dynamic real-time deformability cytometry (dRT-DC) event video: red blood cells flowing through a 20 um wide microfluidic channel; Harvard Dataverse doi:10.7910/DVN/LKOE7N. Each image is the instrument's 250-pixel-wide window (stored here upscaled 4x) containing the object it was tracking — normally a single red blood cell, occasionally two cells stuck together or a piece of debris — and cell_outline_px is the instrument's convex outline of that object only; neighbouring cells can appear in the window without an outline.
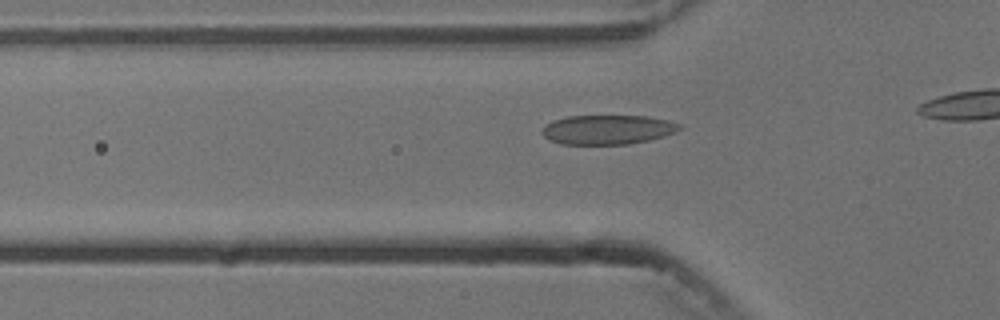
{"species": "common noctule bat (a hibernating species)", "species_latin": "Nyctalus noctula", "temperature_condition": "cold", "stored_images_in_passage": 8, "camera_frame_rate_fps": 3000, "um_per_image_px": 0.085, "animal": {"sex": "male", "body_mass_g": 13.3}, "frame": {"image": 1, "passage_image": 6, "time_ms": 7.0, "image_size_px": [1000, 320], "cell_outline_px": [[684, 128], [676, 132], [664, 136], [648, 140], [628, 144], [560, 144], [548, 140], [540, 132], [544, 124], [552, 120], [568, 116], [648, 116], [668, 120], [680, 124]], "centroid_in_image_um": [51.62, 11.01], "position_along_channel_um": 74.2, "area_um2": 23.81}}
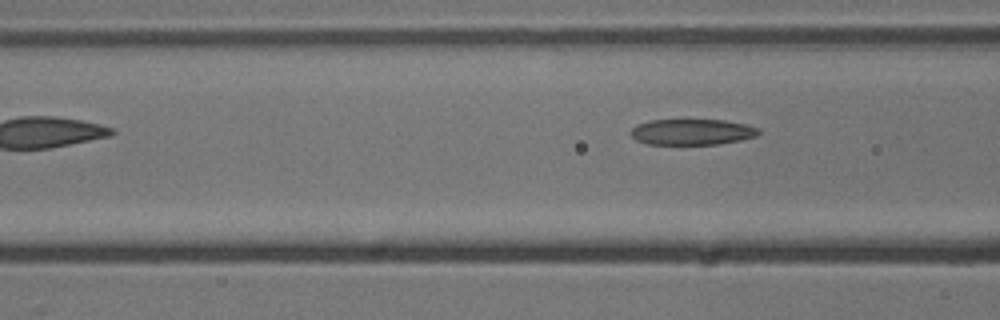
{"frame": {"image": 2, "passage_image": 8, "time_ms": 9.333, "image_size_px": [1000, 320], "cell_outline_px": [[760, 132], [756, 136], [740, 140], [720, 144], [648, 144], [636, 140], [628, 132], [636, 124], [648, 120], [724, 120], [744, 124], [760, 128]], "centroid_in_image_um": [58.79, 11.21], "position_along_channel_um": 107.8, "area_um2": 19.36}}